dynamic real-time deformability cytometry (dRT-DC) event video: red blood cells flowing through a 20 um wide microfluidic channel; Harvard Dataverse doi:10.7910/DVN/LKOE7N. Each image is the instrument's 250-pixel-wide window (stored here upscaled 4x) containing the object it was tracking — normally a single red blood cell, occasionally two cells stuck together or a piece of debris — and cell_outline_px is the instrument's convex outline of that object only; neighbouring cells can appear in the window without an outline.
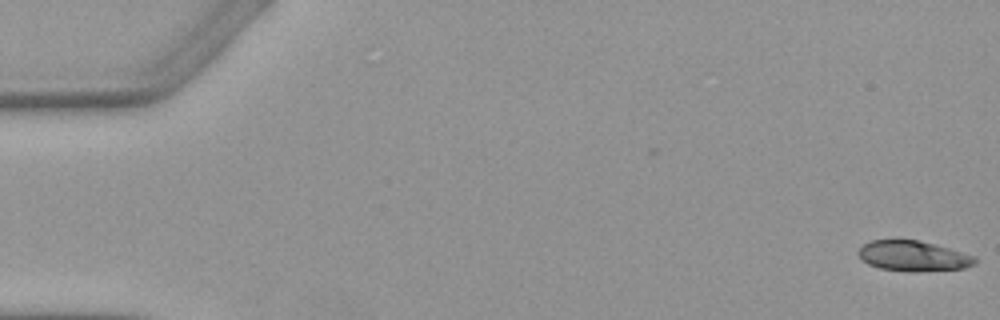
{"species": "Egyptian fruit bat (a non-hibernating species)", "species_latin": "Rousettus aegyptiacus", "temperature_condition": "warm", "stored_images_in_passage": 4, "camera_frame_rate_fps": 3000, "um_per_image_px": 0.085, "animal": {"sex": "female"}, "frame": {"image": 1, "passage_image": 1, "time_ms": 0.0, "image_size_px": [1000, 320], "cell_outline_px": [[976, 264], [964, 268], [916, 272], [880, 268], [868, 264], [856, 252], [864, 244], [872, 240], [920, 240], [936, 244], [976, 256]], "centroid_in_image_um": [77.66, 21.76], "position_along_channel_um": 7.3, "area_um2": 20.58}}
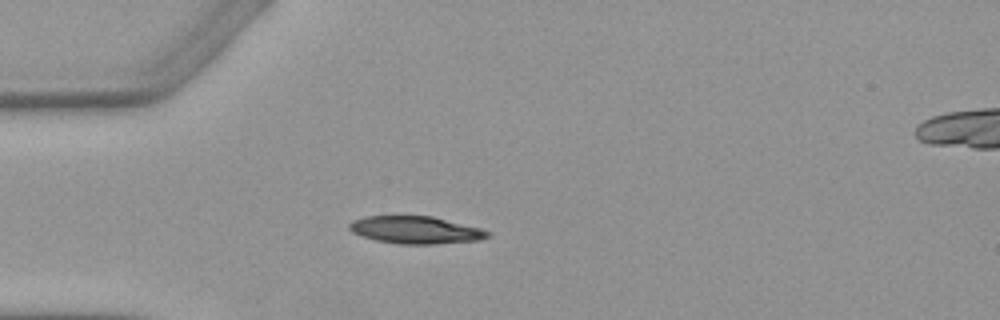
{"frame": {"image": 2, "passage_image": 4, "time_ms": 4.667, "image_size_px": [1000, 320], "cell_outline_px": [[492, 236], [480, 240], [436, 244], [400, 244], [376, 240], [360, 236], [352, 232], [348, 228], [348, 224], [352, 220], [364, 216], [432, 216], [484, 228], [492, 232]], "centroid_in_image_um": [35.38, 19.54], "position_along_channel_um": 49.6, "area_um2": 22.54}}